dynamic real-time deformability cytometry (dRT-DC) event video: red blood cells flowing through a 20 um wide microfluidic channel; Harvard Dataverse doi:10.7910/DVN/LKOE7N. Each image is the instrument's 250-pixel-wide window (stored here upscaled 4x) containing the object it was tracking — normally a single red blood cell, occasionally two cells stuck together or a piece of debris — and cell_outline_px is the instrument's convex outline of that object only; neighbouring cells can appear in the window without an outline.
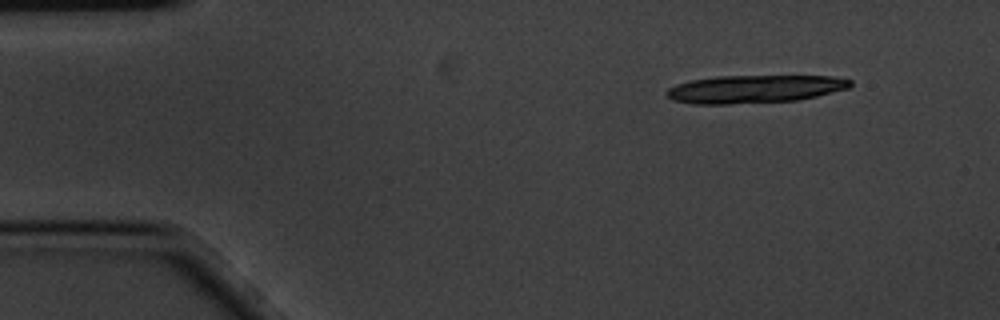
{"species": "common noctule bat (a hibernating species)", "species_latin": "Nyctalus noctula", "temperature_condition": "cold", "stored_images_in_passage": 2, "camera_frame_rate_fps": 3000, "um_per_image_px": 0.085, "animal": {"sex": "male", "body_mass_g": 20.1, "forearm_length_mm": 53.5}, "frame": {"image": 1, "passage_image": 1, "time_ms": 0.0, "image_size_px": [1000, 320], "cell_outline_px": [[852, 84], [848, 88], [816, 96], [796, 100], [732, 104], [692, 104], [672, 100], [664, 92], [668, 88], [676, 84], [688, 80], [716, 76], [832, 76], [852, 80]], "centroid_in_image_um": [64.08, 7.56], "position_along_channel_um": 20.9, "area_um2": 30.0}}